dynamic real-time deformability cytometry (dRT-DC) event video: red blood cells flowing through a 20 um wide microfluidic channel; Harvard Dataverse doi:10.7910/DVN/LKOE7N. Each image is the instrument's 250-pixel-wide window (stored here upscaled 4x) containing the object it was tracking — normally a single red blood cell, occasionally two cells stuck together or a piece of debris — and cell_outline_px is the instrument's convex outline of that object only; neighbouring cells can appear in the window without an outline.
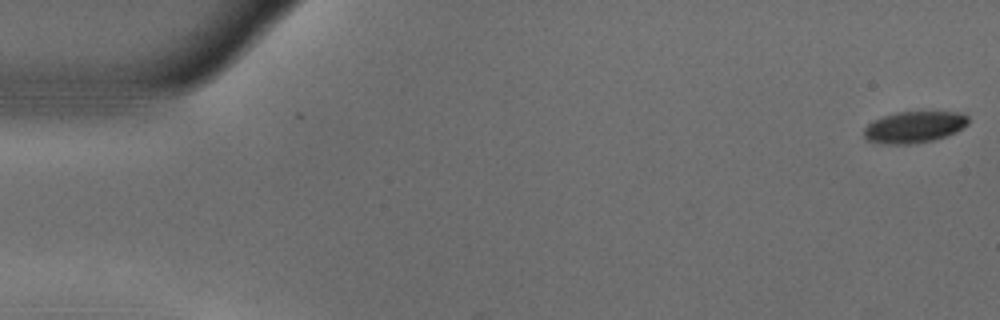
{"species": "common noctule bat (a hibernating species)", "species_latin": "Nyctalus noctula", "temperature_condition": "warm", "stored_images_in_passage": 55, "camera_frame_rate_fps": 3000, "um_per_image_px": 0.085, "animal": {"sex": "male", "body_mass_g": 18.8}, "frame": {"image": 1, "passage_image": 1, "time_ms": 0.0, "image_size_px": [1000, 320], "cell_outline_px": [[968, 124], [956, 132], [932, 140], [908, 144], [880, 144], [868, 140], [864, 136], [864, 128], [872, 120], [896, 112], [960, 112], [968, 116]], "centroid_in_image_um": [77.68, 10.79], "position_along_channel_um": 7.3, "area_um2": 19.07}}
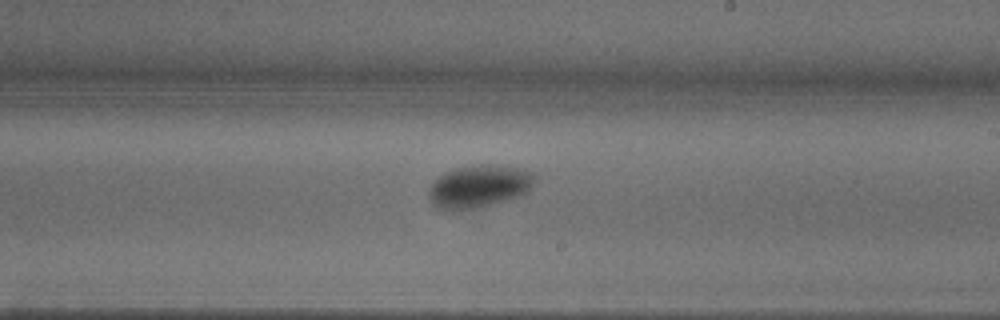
{"frame": {"image": 2, "passage_image": 32, "time_ms": 10.333, "image_size_px": [1000, 320], "cell_outline_px": [[536, 180], [528, 192], [520, 196], [492, 204], [476, 208], [456, 212], [452, 212], [436, 208], [432, 204], [428, 196], [428, 188], [444, 172], [456, 168], [480, 164], [496, 164], [520, 168], [532, 172], [536, 176]], "centroid_in_image_um": [40.71, 15.85], "position_along_channel_um": 248.3, "area_um2": 26.88}}
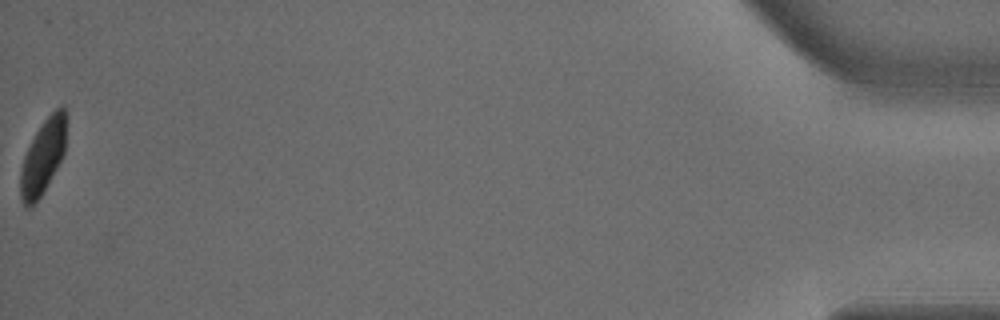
{"frame": {"image": 3, "passage_image": 55, "time_ms": 18.0, "image_size_px": [1000, 320], "cell_outline_px": [[68, 116], [64, 152], [44, 192], [36, 204], [28, 208], [24, 208], [20, 196], [20, 168], [24, 156], [36, 132], [44, 120], [56, 108], [64, 104]], "centroid_in_image_um": [3.66, 13.32], "position_along_channel_um": 431.5, "area_um2": 20.29}, "authors_computed_cell_mechanics": {"area_um2": 22.3108, "velocity_mm_per_s": 3.6911, "shape_relaxation_time_tau1_ms": 2.7386, "shape_relaxation_time_tau2_ms": null, "deformation_change_tau1": 0.1315, "deformation_change_tau2": null}}